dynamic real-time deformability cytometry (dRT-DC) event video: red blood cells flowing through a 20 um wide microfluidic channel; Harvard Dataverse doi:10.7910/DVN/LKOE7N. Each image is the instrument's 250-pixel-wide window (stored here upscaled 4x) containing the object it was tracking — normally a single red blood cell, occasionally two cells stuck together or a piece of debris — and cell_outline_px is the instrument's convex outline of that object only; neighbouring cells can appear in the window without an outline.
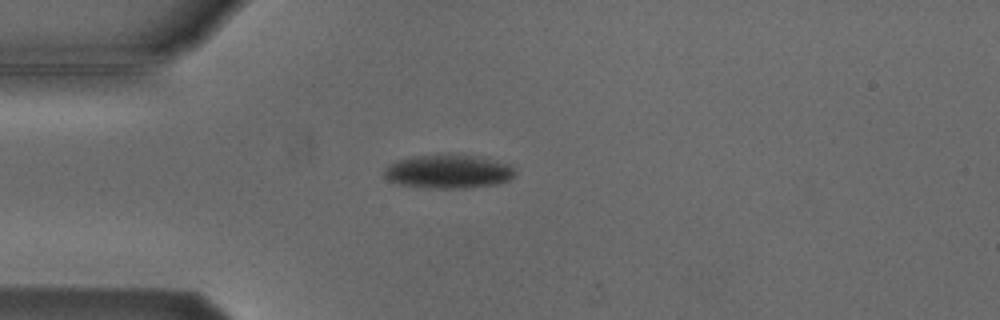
{"species": "Egyptian fruit bat (a non-hibernating species)", "species_latin": "Rousettus aegyptiacus", "temperature_condition": "cold", "stored_images_in_passage": 1, "camera_frame_rate_fps": 3000, "um_per_image_px": 0.085, "animal": {"sex": "male"}, "frame": {"image": 1, "passage_image": 1, "time_ms": 0.0, "image_size_px": [1000, 320], "cell_outline_px": [[516, 172], [508, 180], [496, 184], [464, 188], [424, 188], [396, 184], [388, 180], [384, 176], [384, 168], [388, 164], [396, 160], [416, 156], [448, 152], [452, 152], [480, 156], [508, 164]], "centroid_in_image_um": [38.05, 14.55], "position_along_channel_um": 46.9, "area_um2": 26.36}}